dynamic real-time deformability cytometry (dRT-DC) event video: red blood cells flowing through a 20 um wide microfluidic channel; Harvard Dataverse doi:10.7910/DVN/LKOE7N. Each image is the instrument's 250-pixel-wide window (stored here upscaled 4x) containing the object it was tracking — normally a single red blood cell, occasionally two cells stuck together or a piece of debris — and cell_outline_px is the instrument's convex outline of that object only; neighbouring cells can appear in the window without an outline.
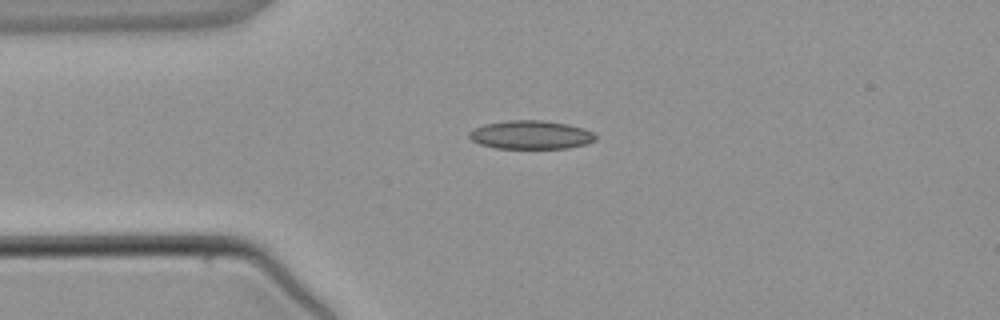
{"species": "common noctule bat (a hibernating species)", "species_latin": "Nyctalus noctula", "temperature_condition": "warm", "stored_images_in_passage": 3, "camera_frame_rate_fps": 3000, "um_per_image_px": 0.085, "animal": {"sex": "male", "body_mass_g": 21.5, "forearm_length_mm": 52.0}, "frame": {"image": 1, "passage_image": 2, "time_ms": 1.667, "image_size_px": [1000, 320], "cell_outline_px": [[596, 140], [584, 144], [568, 148], [496, 148], [480, 144], [472, 140], [468, 136], [468, 132], [484, 124], [508, 120], [540, 120], [568, 124], [584, 128], [592, 132], [596, 136]], "centroid_in_image_um": [45.12, 11.46], "position_along_channel_um": 39.9, "area_um2": 20.92}}